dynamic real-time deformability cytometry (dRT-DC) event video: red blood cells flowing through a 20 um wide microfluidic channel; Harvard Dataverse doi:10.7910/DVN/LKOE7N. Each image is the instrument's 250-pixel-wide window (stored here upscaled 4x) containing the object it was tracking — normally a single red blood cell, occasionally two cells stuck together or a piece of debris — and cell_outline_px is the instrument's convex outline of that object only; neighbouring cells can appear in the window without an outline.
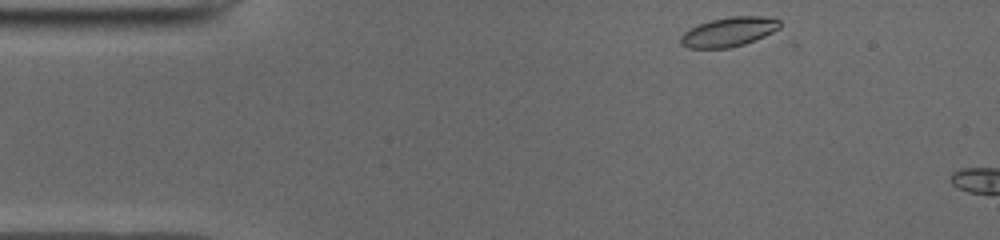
{"species": "common noctule bat (a hibernating species)", "species_latin": "Nyctalus noctula", "temperature_condition": "cold", "stored_images_in_passage": 5, "camera_frame_rate_fps": 3000, "um_per_image_px": 0.085, "animal": {"sex": "male", "body_mass_g": 19.0, "forearm_length_mm": 50.8}, "frame": {"image": 1, "passage_image": 2, "time_ms": 0.333, "image_size_px": [1000, 240], "cell_outline_px": [[780, 28], [764, 36], [744, 44], [728, 48], [688, 48], [680, 44], [680, 36], [688, 28], [712, 20], [732, 16], [760, 16], [780, 20]], "centroid_in_image_um": [61.91, 2.71], "position_along_channel_um": 23.1, "area_um2": 16.88}}